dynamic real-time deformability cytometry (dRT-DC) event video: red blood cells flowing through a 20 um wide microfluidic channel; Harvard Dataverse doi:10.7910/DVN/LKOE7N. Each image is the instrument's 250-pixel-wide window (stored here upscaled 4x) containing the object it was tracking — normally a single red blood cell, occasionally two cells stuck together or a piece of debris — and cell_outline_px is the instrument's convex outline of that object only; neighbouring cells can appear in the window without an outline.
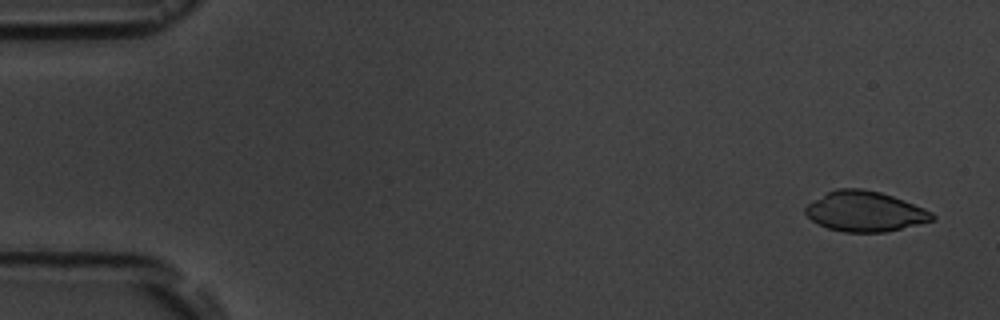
{"species": "common noctule bat (a hibernating species)", "species_latin": "Nyctalus noctula", "temperature_condition": "room temperature", "stored_images_in_passage": 4, "camera_frame_rate_fps": 3000, "um_per_image_px": 0.085, "animal": {"sex": "male", "body_mass_g": 19.5, "forearm_length_mm": 54.6}, "frame": {"image": 1, "passage_image": 1, "time_ms": 0.0, "image_size_px": [1000, 320], "cell_outline_px": [[936, 220], [884, 232], [844, 232], [828, 228], [812, 220], [804, 212], [804, 208], [808, 204], [828, 192], [836, 188], [864, 188], [880, 192], [904, 200], [924, 208], [932, 212], [936, 216]], "centroid_in_image_um": [73.55, 17.97], "position_along_channel_um": 11.5, "area_um2": 29.59}}